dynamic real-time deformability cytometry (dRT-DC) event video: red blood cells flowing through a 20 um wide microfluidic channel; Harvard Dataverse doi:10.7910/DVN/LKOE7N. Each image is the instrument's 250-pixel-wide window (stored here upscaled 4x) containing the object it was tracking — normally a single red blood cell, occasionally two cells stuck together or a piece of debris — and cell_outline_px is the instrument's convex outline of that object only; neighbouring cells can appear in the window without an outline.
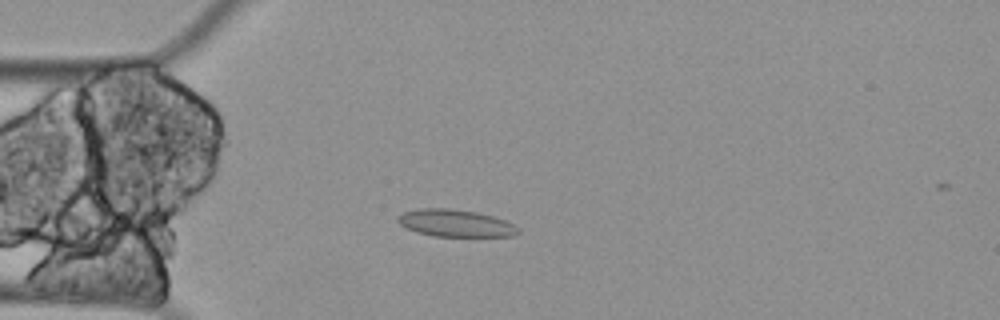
{"species": "Egyptian fruit bat (a non-hibernating species)", "species_latin": "Rousettus aegyptiacus", "temperature_condition": "cold", "stored_images_in_passage": 60, "camera_frame_rate_fps": 3000, "um_per_image_px": 0.085, "animal": {"sex": "female"}, "frame": {"image": 1, "passage_image": 16, "time_ms": 5.0, "image_size_px": [1000, 320], "cell_outline_px": [[520, 232], [516, 236], [432, 236], [416, 232], [400, 224], [396, 220], [396, 216], [404, 212], [420, 208], [448, 208], [476, 212], [492, 216], [504, 220], [520, 228]], "centroid_in_image_um": [38.71, 18.97], "position_along_channel_um": 46.3, "area_um2": 19.07}}
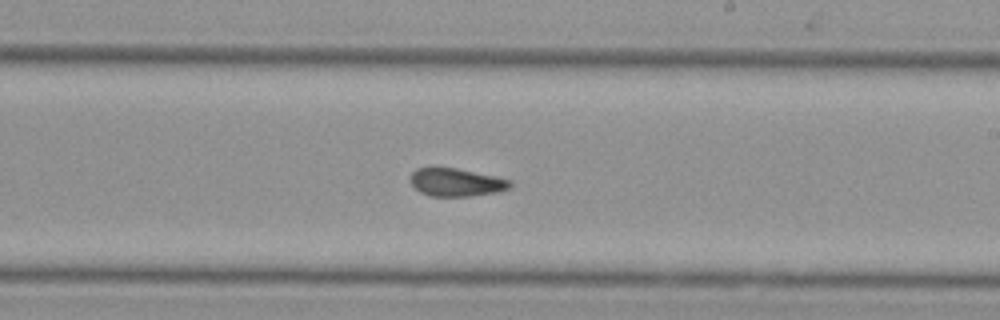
{"frame": {"image": 2, "passage_image": 35, "time_ms": 11.333, "image_size_px": [1000, 320], "cell_outline_px": [[512, 188], [496, 192], [468, 196], [428, 196], [420, 192], [412, 184], [412, 172], [416, 168], [456, 168], [512, 180]], "centroid_in_image_um": [38.81, 15.5], "position_along_channel_um": 250.2, "area_um2": 16.07}}
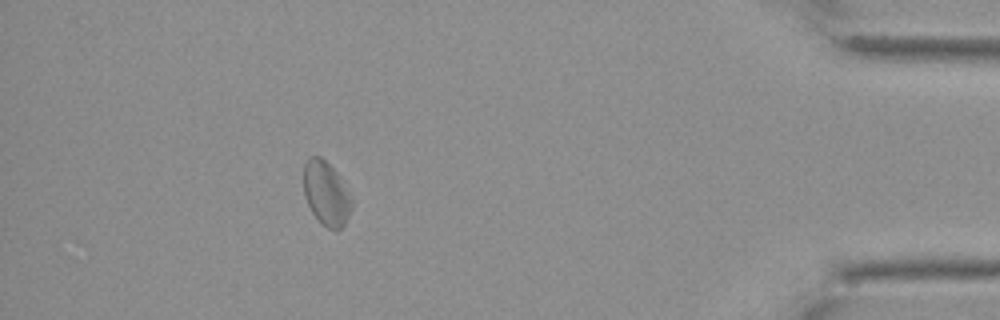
{"frame": {"image": 3, "passage_image": 54, "time_ms": 17.667, "image_size_px": [1000, 320], "cell_outline_px": [[352, 208], [344, 224], [340, 228], [328, 228], [312, 212], [304, 196], [304, 164], [308, 156], [320, 156], [336, 172], [352, 200]], "centroid_in_image_um": [27.7, 16.41], "position_along_channel_um": 407.5, "area_um2": 17.4}, "authors_computed_cell_mechanics": {"area_um2": 17.7735, "velocity_mm_per_s": 3.293, "shape_relaxation_time_tau1_ms": null, "shape_relaxation_time_tau2_ms": 3.7047, "deformation_change_tau1": null, "deformation_change_tau2": 0.1015}}